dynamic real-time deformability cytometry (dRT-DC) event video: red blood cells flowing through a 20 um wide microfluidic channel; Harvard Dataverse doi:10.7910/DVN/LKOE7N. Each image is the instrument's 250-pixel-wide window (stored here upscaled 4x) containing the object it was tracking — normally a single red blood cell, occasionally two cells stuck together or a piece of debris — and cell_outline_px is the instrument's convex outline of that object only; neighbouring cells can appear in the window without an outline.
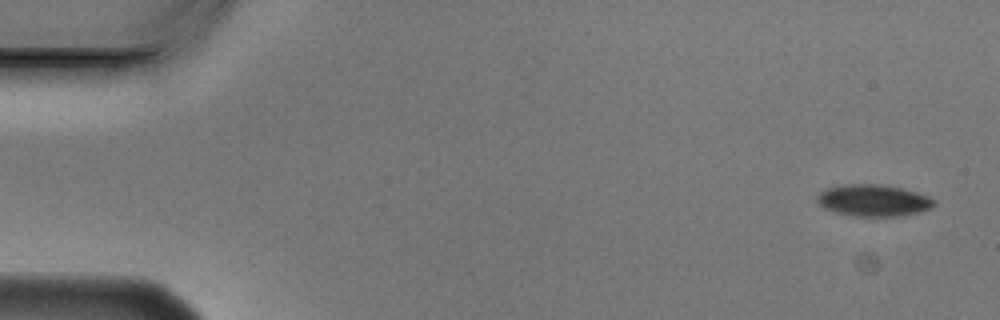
{"species": "Egyptian fruit bat (a non-hibernating species)", "species_latin": "Rousettus aegyptiacus", "temperature_condition": "cold", "stored_images_in_passage": 5, "camera_frame_rate_fps": 3000, "um_per_image_px": 0.085, "animal": {"sex": "male"}, "frame": {"image": 1, "passage_image": 1, "time_ms": 0.0, "image_size_px": [1000, 320], "cell_outline_px": [[936, 204], [932, 208], [920, 212], [900, 216], [852, 216], [836, 212], [824, 208], [816, 200], [816, 196], [824, 188], [844, 184], [880, 184], [904, 188], [928, 196], [936, 200]], "centroid_in_image_um": [74.25, 17.03], "position_along_channel_um": 10.7, "area_um2": 21.91}}
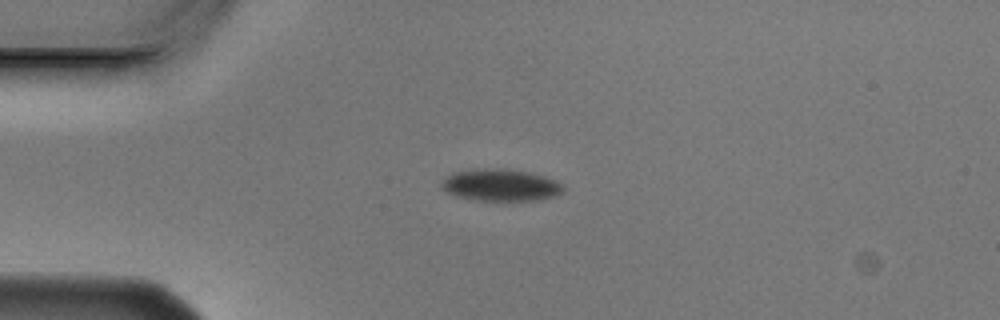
{"frame": {"image": 2, "passage_image": 4, "time_ms": 1.0, "image_size_px": [1000, 320], "cell_outline_px": [[564, 192], [552, 196], [536, 200], [472, 200], [456, 196], [448, 192], [440, 184], [440, 180], [452, 172], [472, 168], [504, 168], [528, 172], [544, 176], [556, 180], [564, 184]], "centroid_in_image_um": [42.52, 15.71], "position_along_channel_um": 42.5, "area_um2": 22.95}}